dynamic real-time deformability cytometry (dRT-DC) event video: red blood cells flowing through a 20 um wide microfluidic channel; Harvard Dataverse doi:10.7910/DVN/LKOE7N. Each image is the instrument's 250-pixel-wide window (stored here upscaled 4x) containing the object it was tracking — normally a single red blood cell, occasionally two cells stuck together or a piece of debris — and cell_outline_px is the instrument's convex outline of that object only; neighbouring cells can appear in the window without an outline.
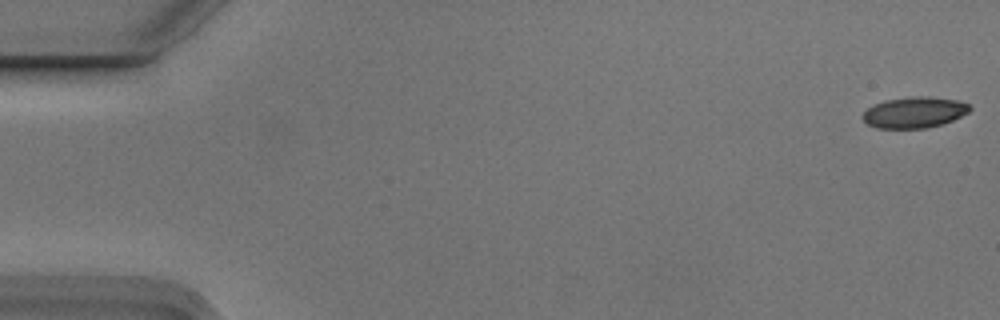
{"species": "Egyptian fruit bat (a non-hibernating species)", "species_latin": "Rousettus aegyptiacus", "temperature_condition": "cold", "stored_images_in_passage": 7, "camera_frame_rate_fps": 3000, "um_per_image_px": 0.085, "animal": {"sex": "male"}, "frame": {"image": 1, "passage_image": 1, "time_ms": 0.0, "image_size_px": [1000, 320], "cell_outline_px": [[972, 108], [968, 112], [952, 120], [940, 124], [924, 128], [876, 128], [868, 124], [860, 116], [868, 108], [884, 100], [908, 96], [928, 96], [956, 100], [968, 104]], "centroid_in_image_um": [77.69, 9.54], "position_along_channel_um": 7.3, "area_um2": 19.25}}
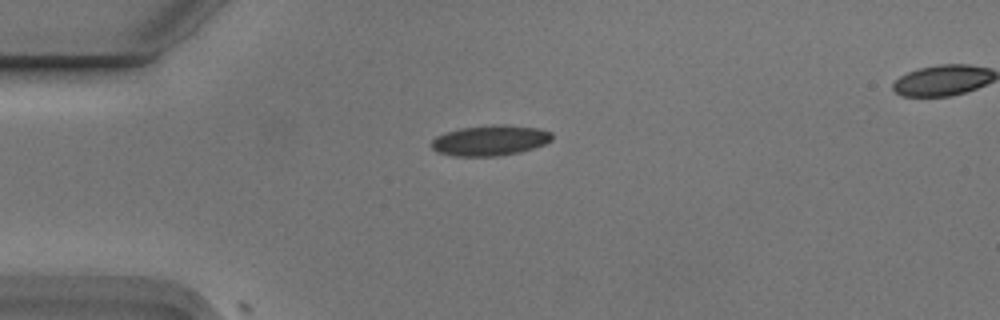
{"frame": {"image": 2, "passage_image": 4, "time_ms": 1.0, "image_size_px": [1000, 320], "cell_outline_px": [[552, 140], [544, 144], [520, 152], [496, 156], [452, 156], [436, 152], [432, 148], [432, 140], [436, 136], [460, 128], [504, 124], [536, 128], [552, 132]], "centroid_in_image_um": [41.65, 11.94], "position_along_channel_um": 43.4, "area_um2": 21.21}}